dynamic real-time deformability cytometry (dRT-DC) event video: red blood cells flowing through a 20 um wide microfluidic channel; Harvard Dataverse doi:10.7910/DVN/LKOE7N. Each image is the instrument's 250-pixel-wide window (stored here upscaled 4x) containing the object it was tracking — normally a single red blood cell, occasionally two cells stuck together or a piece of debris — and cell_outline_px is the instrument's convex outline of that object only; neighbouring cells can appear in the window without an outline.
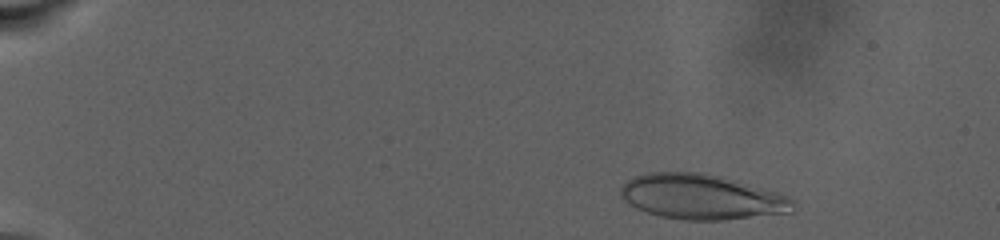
{"species": "human", "species_latin": "Homo sapiens", "temperature_condition": "warm", "stored_images_in_passage": 74, "camera_frame_rate_fps": 3000, "um_per_image_px": 0.085, "donor": {"sex": "male"}, "frame": {"image": 1, "passage_image": 5, "time_ms": 1.333, "image_size_px": [1000, 240], "cell_outline_px": [[796, 200], [792, 212], [724, 220], [684, 220], [660, 216], [636, 208], [628, 204], [620, 196], [620, 188], [628, 180], [636, 176], [648, 172], [704, 172], [724, 176], [776, 192], [788, 196]], "centroid_in_image_um": [59.65, 16.73], "position_along_channel_um": 25.4, "area_um2": 45.55}}
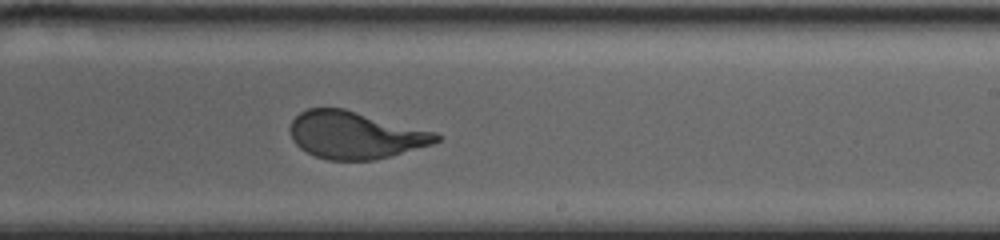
{"frame": {"image": 2, "passage_image": 50, "time_ms": 16.333, "image_size_px": [1000, 240], "cell_outline_px": [[444, 136], [440, 140], [432, 144], [376, 160], [328, 160], [316, 156], [300, 148], [292, 140], [288, 128], [292, 120], [300, 112], [308, 108], [344, 108], [436, 132]], "centroid_in_image_um": [30.19, 11.47], "position_along_channel_um": 258.8, "area_um2": 40.4}}
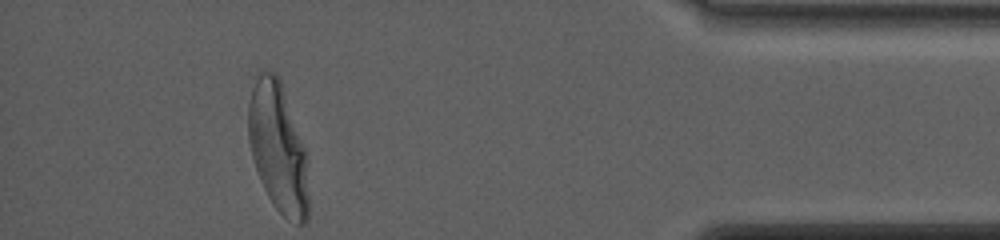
{"frame": {"image": 3, "passage_image": 74, "time_ms": 24.333, "image_size_px": [1000, 240], "cell_outline_px": [[308, 220], [304, 224], [296, 224], [284, 216], [272, 204], [260, 180], [252, 156], [248, 140], [248, 104], [252, 88], [260, 72], [272, 72], [280, 76], [308, 156]], "centroid_in_image_um": [23.66, 12.58], "position_along_channel_um": 411.5, "area_um2": 45.89}, "authors_computed_cell_mechanics": {"area_um2": 42.2518, "velocity_mm_per_s": 2.4023, "shape_relaxation_time_tau1_ms": 8.2955, "shape_relaxation_time_tau2_ms": null, "deformation_change_tau1": 0.2454, "deformation_change_tau2": null}}